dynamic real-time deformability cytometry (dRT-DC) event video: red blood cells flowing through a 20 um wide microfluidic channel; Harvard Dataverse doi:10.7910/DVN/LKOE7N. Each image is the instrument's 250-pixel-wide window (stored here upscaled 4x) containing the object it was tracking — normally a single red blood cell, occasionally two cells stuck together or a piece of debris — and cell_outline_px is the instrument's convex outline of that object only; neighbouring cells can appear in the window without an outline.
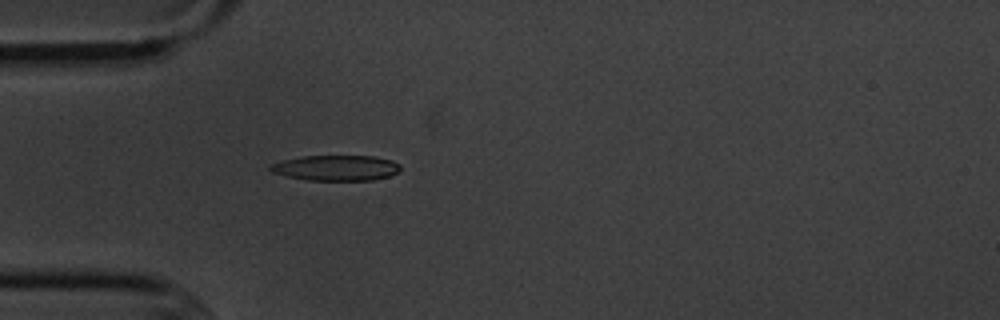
{"species": "common noctule bat (a hibernating species)", "species_latin": "Nyctalus noctula", "temperature_condition": "cold", "stored_images_in_passage": 4, "camera_frame_rate_fps": 3000, "um_per_image_px": 0.085, "animal": {"sex": "male", "body_mass_g": 20.1, "forearm_length_mm": 53.5}, "frame": {"image": 1, "passage_image": 4, "time_ms": 3.667, "image_size_px": [1000, 320], "cell_outline_px": [[400, 168], [396, 172], [388, 176], [372, 180], [308, 180], [288, 176], [272, 172], [268, 168], [272, 164], [284, 160], [300, 156], [372, 156], [392, 160], [400, 164]], "centroid_in_image_um": [28.57, 14.26], "position_along_channel_um": 56.4, "area_um2": 19.07}}